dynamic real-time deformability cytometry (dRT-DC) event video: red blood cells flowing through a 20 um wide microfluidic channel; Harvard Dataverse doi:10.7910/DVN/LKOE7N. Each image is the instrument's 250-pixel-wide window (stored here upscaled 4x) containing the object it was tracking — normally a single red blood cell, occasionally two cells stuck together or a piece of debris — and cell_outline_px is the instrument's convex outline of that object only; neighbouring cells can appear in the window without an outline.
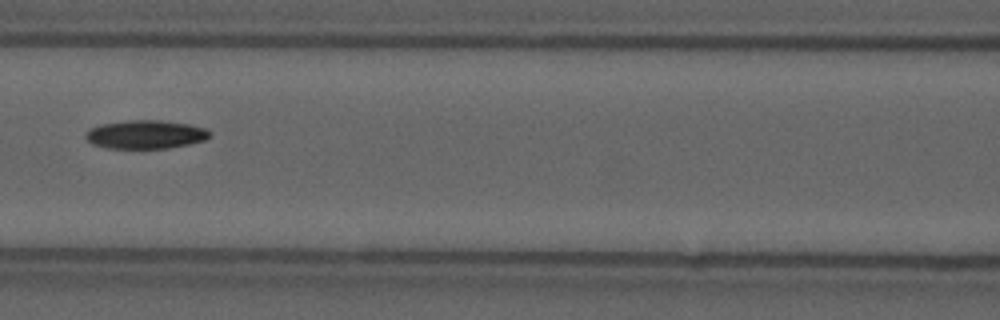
{"species": "common noctule bat (a hibernating species)", "species_latin": "Nyctalus noctula", "temperature_condition": "cold", "stored_images_in_passage": 8, "camera_frame_rate_fps": 3000, "um_per_image_px": 0.085, "animal": {"sex": "male", "forearm_length_mm": 52.5}, "frame": {"image": 1, "passage_image": 8, "time_ms": 2.333, "image_size_px": [1000, 320], "cell_outline_px": [[212, 136], [204, 140], [188, 144], [168, 148], [108, 148], [92, 144], [84, 136], [88, 128], [104, 124], [132, 120], [160, 120], [188, 124], [208, 128], [212, 132]], "centroid_in_image_um": [12.41, 11.43], "position_along_channel_um": 154.2, "area_um2": 20.63}}